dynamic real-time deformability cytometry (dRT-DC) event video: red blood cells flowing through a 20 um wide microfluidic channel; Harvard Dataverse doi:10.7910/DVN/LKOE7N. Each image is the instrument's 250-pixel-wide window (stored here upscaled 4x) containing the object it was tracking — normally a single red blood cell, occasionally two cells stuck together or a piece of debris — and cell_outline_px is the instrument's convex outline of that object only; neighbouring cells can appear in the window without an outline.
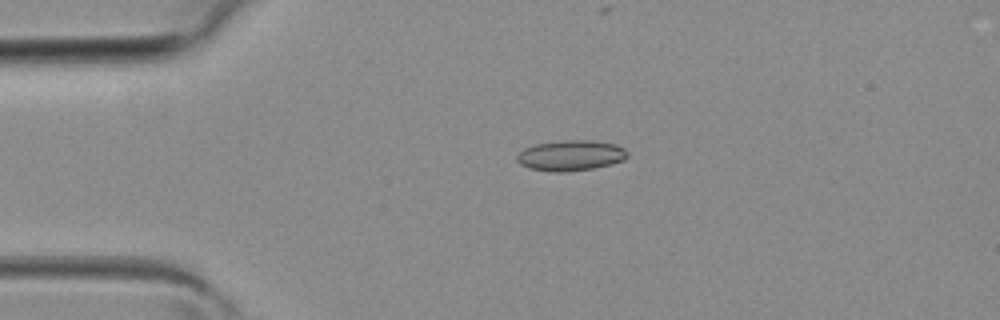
{"species": "common noctule bat (a hibernating species)", "species_latin": "Nyctalus noctula", "temperature_condition": "room temperature", "stored_images_in_passage": 2, "camera_frame_rate_fps": 3000, "um_per_image_px": 0.085, "animal": {"sex": "female", "body_mass_g": 19.3, "forearm_length_mm": 54.1}, "frame": {"image": 1, "passage_image": 2, "time_ms": 0.333, "image_size_px": [1000, 320], "cell_outline_px": [[628, 156], [624, 160], [612, 164], [592, 168], [568, 172], [556, 172], [528, 168], [520, 164], [516, 160], [516, 156], [524, 148], [536, 144], [564, 140], [592, 140], [616, 144], [624, 148], [628, 152]], "centroid_in_image_um": [48.52, 13.21], "position_along_channel_um": 36.5, "area_um2": 19.77}}